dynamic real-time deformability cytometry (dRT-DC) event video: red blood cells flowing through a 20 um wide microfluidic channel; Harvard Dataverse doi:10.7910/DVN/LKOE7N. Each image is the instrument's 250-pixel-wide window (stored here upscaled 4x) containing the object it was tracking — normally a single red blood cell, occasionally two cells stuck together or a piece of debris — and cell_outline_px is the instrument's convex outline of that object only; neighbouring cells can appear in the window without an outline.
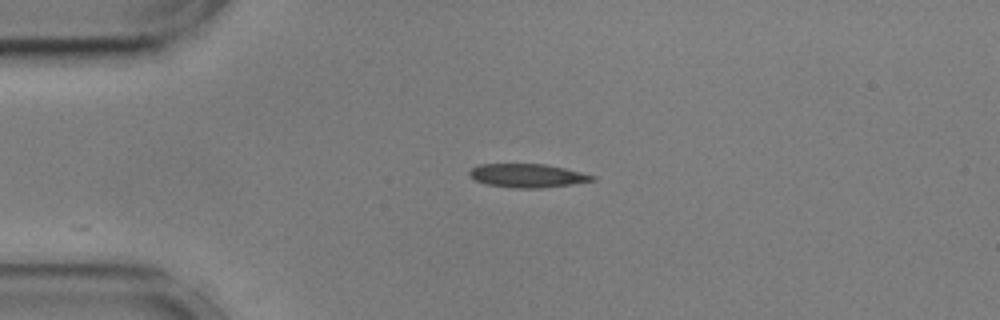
{"species": "common noctule bat (a hibernating species)", "species_latin": "Nyctalus noctula", "temperature_condition": "cold", "stored_images_in_passage": 19, "camera_frame_rate_fps": 3000, "um_per_image_px": 0.085, "animal": {"sex": "male", "body_mass_g": 17.9, "forearm_length_mm": 54.2}, "frame": {"image": 1, "passage_image": 1, "time_ms": 0.0, "image_size_px": [1000, 320], "cell_outline_px": [[596, 180], [572, 184], [540, 188], [516, 188], [488, 184], [476, 180], [468, 176], [468, 172], [472, 168], [480, 164], [544, 164], [564, 168], [596, 176]], "centroid_in_image_um": [44.83, 14.92], "position_along_channel_um": 40.2, "area_um2": 16.76}}